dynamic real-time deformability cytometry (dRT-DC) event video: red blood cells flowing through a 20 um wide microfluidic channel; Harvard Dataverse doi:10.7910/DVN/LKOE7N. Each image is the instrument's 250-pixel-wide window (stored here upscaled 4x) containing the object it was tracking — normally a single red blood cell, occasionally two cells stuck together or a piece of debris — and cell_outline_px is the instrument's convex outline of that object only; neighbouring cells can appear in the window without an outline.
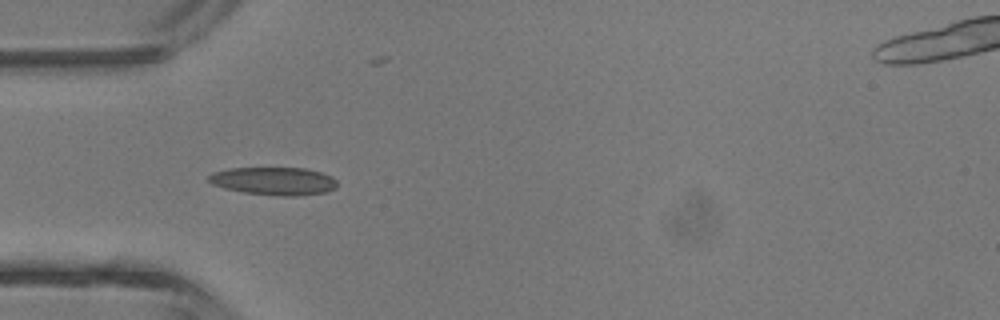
{"species": "common noctule bat (a hibernating species)", "species_latin": "Nyctalus noctula", "temperature_condition": "room temperature", "stored_images_in_passage": 6, "camera_frame_rate_fps": 3000, "um_per_image_px": 0.085, "animal": {"sex": "male", "body_mass_g": 13.3}, "frame": {"image": 1, "passage_image": 4, "time_ms": 4.333, "image_size_px": [1000, 320], "cell_outline_px": [[336, 188], [328, 192], [296, 196], [276, 196], [244, 192], [224, 188], [212, 184], [208, 180], [208, 176], [212, 172], [228, 168], [304, 168], [320, 172], [332, 176], [336, 180]], "centroid_in_image_um": [23.28, 15.39], "position_along_channel_um": 61.7, "area_um2": 21.04}}
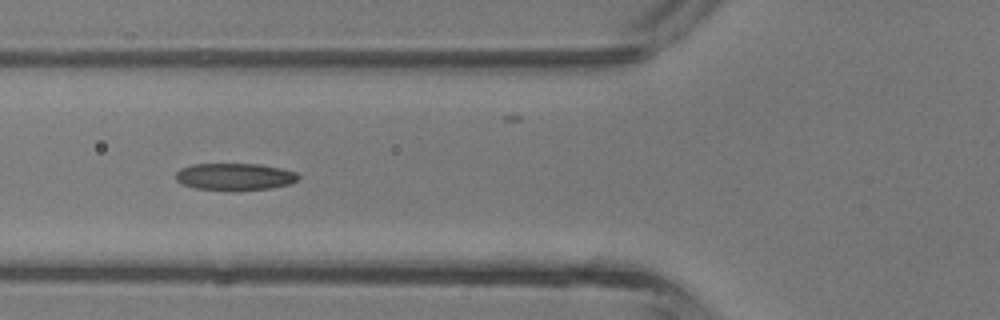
{"frame": {"image": 2, "passage_image": 5, "time_ms": 5.333, "image_size_px": [1000, 320], "cell_outline_px": [[300, 176], [292, 184], [272, 188], [196, 188], [184, 184], [176, 180], [176, 172], [180, 168], [192, 164], [260, 164], [280, 168], [296, 172]], "centroid_in_image_um": [19.98, 14.97], "position_along_channel_um": 105.8, "area_um2": 18.61}}
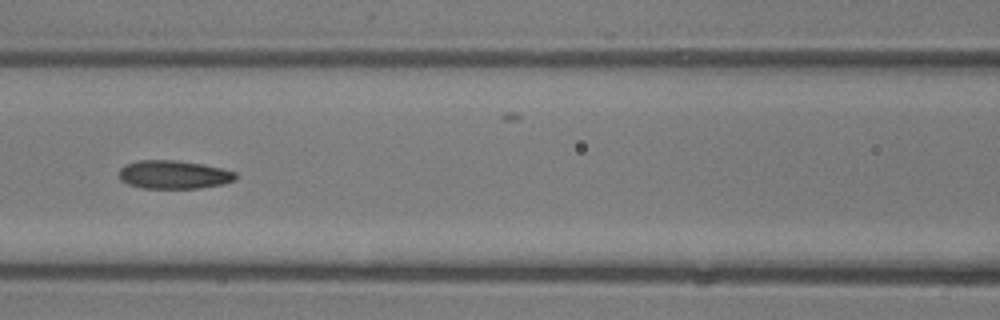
{"frame": {"image": 3, "passage_image": 6, "time_ms": 6.333, "image_size_px": [1000, 320], "cell_outline_px": [[236, 180], [224, 184], [200, 188], [140, 188], [128, 184], [120, 180], [120, 168], [124, 164], [136, 160], [176, 160], [204, 164], [236, 172]], "centroid_in_image_um": [14.76, 14.84], "position_along_channel_um": 151.8, "area_um2": 19.48}}